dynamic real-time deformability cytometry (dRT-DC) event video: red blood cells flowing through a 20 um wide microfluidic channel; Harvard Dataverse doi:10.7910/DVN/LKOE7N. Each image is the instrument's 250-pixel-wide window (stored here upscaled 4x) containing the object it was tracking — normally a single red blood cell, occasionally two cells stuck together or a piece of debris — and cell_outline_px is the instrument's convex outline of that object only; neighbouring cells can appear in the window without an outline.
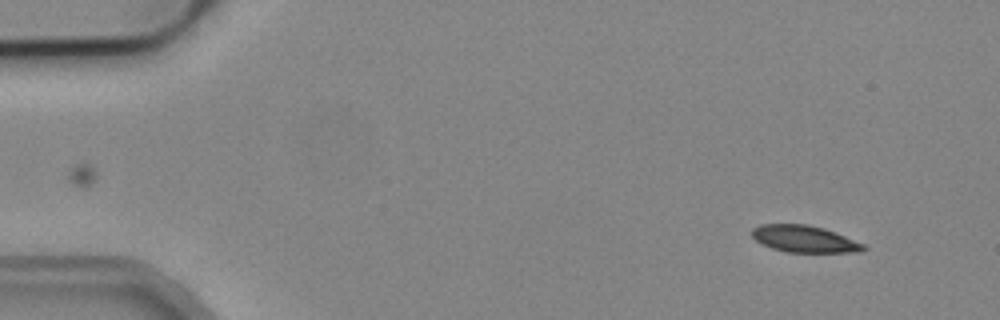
{"species": "common noctule bat (a hibernating species)", "species_latin": "Nyctalus noctula", "temperature_condition": "cold", "stored_images_in_passage": 4, "camera_frame_rate_fps": 3000, "um_per_image_px": 0.085, "animal": {"sex": "male", "body_mass_g": 19.2, "forearm_length_mm": 51.8}, "frame": {"image": 1, "passage_image": 1, "time_ms": 0.0, "image_size_px": [1000, 320], "cell_outline_px": [[868, 248], [860, 252], [788, 252], [772, 248], [756, 240], [752, 236], [752, 228], [760, 224], [808, 224], [824, 228], [864, 244]], "centroid_in_image_um": [68.37, 20.3], "position_along_channel_um": 16.6, "area_um2": 17.34}}
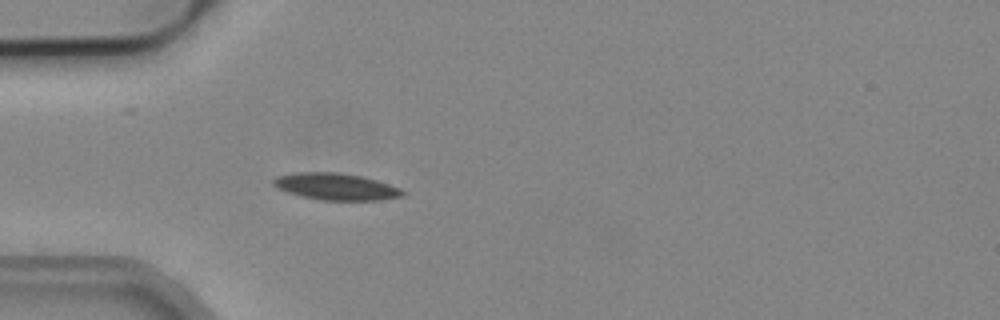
{"frame": {"image": 2, "passage_image": 4, "time_ms": 1.0, "image_size_px": [1000, 320], "cell_outline_px": [[408, 192], [404, 196], [380, 200], [320, 200], [300, 196], [276, 188], [272, 184], [272, 180], [276, 176], [296, 172], [336, 172], [360, 176], [376, 180], [400, 188]], "centroid_in_image_um": [28.54, 15.86], "position_along_channel_um": 56.5, "area_um2": 20.29}}